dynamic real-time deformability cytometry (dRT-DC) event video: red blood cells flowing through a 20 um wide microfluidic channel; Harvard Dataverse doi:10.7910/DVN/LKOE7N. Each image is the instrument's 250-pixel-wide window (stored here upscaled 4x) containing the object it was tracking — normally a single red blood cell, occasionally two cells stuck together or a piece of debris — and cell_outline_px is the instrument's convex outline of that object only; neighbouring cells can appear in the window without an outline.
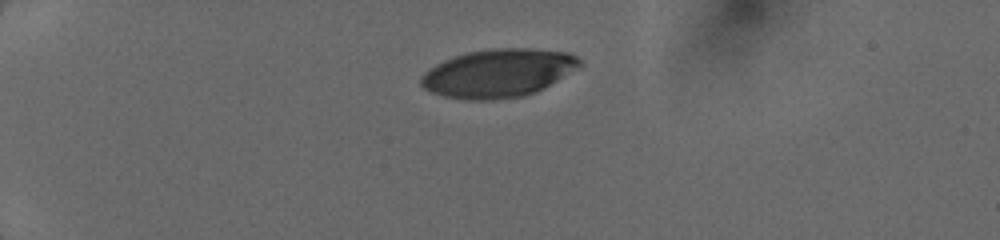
{"species": "human", "species_latin": "Homo sapiens", "temperature_condition": "cold", "stored_images_in_passage": 31, "camera_frame_rate_fps": 3000, "um_per_image_px": 0.085, "donor": {"sex": "female"}, "frame": {"image": 1, "passage_image": 1, "time_ms": 0.0, "image_size_px": [1000, 240], "cell_outline_px": [[584, 64], [580, 68], [544, 88], [524, 96], [492, 100], [468, 100], [444, 96], [432, 92], [424, 88], [420, 84], [420, 76], [424, 72], [436, 64], [444, 60], [468, 52], [496, 48], [528, 48], [568, 52], [576, 56]], "centroid_in_image_um": [42.38, 6.22], "position_along_channel_um": 42.6, "area_um2": 44.74}}
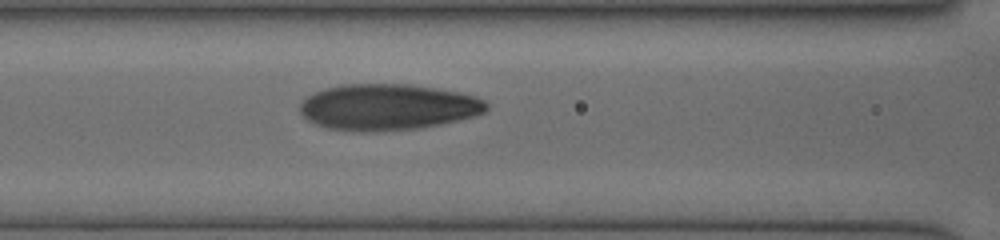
{"frame": {"image": 2, "passage_image": 16, "time_ms": 3.667, "image_size_px": [1000, 240], "cell_outline_px": [[488, 108], [484, 112], [472, 116], [440, 124], [416, 128], [376, 132], [352, 132], [328, 128], [316, 124], [308, 120], [300, 112], [300, 104], [308, 96], [324, 88], [340, 84], [412, 84], [460, 92], [476, 96], [484, 100], [488, 104]], "centroid_in_image_um": [32.95, 9.1], "position_along_channel_um": 133.7, "area_um2": 50.29}}
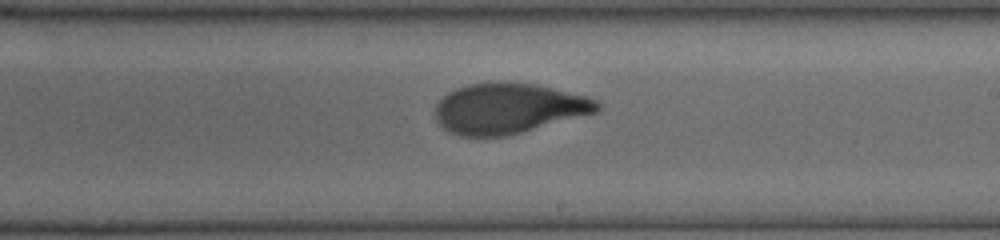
{"frame": {"image": 3, "passage_image": 30, "time_ms": 6.333, "image_size_px": [1000, 240], "cell_outline_px": [[600, 108], [596, 112], [520, 132], [504, 136], [460, 136], [444, 128], [436, 120], [436, 104], [448, 92], [456, 88], [468, 84], [504, 80], [536, 84], [588, 96], [596, 100], [600, 104]], "centroid_in_image_um": [43.21, 9.18], "position_along_channel_um": 245.8, "area_um2": 47.45}}